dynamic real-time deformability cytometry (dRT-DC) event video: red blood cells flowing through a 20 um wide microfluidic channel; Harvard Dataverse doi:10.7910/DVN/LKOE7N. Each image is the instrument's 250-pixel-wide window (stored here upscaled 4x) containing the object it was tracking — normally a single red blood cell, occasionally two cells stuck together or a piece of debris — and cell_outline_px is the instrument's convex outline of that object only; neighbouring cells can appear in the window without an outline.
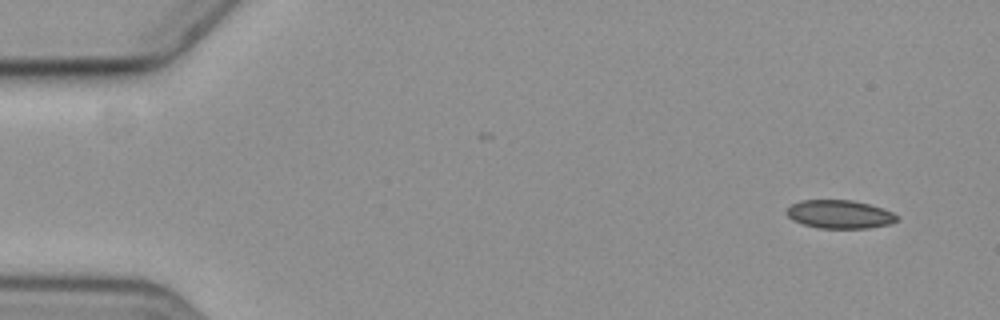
{"species": "common noctule bat (a hibernating species)", "species_latin": "Nyctalus noctula", "temperature_condition": "cold", "stored_images_in_passage": 5, "camera_frame_rate_fps": 3000, "um_per_image_px": 0.085, "animal": {"sex": "female", "body_mass_g": 19.3, "forearm_length_mm": 54.1}, "frame": {"image": 1, "passage_image": 1, "time_ms": 0.0, "image_size_px": [1000, 320], "cell_outline_px": [[900, 216], [896, 220], [888, 224], [868, 228], [820, 228], [804, 224], [792, 220], [788, 216], [788, 208], [792, 204], [800, 200], [852, 200], [868, 204], [892, 212]], "centroid_in_image_um": [71.36, 18.21], "position_along_channel_um": 13.6, "area_um2": 17.98}}